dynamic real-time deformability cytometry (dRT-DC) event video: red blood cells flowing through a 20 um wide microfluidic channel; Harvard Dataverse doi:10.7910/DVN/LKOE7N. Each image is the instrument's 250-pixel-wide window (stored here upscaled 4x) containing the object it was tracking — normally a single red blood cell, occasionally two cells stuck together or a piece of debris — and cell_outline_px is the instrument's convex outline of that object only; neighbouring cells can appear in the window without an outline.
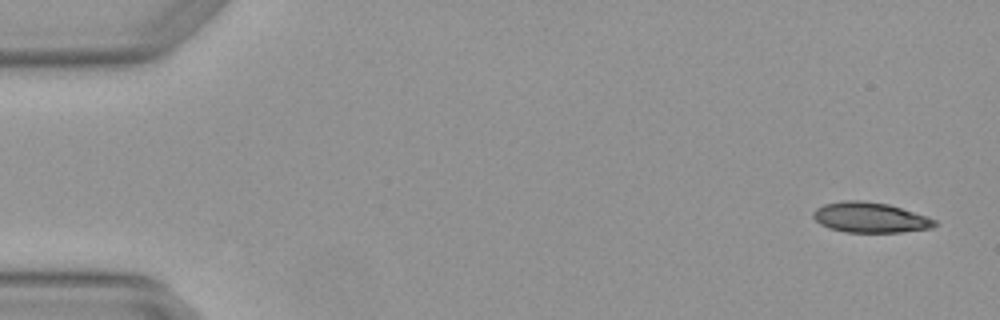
{"species": "Egyptian fruit bat (a non-hibernating species)", "species_latin": "Rousettus aegyptiacus", "temperature_condition": "warm", "stored_images_in_passage": 5, "segment_of_instrument_passage": [1, 2], "camera_frame_rate_fps": 3000, "um_per_image_px": 0.085, "animal": {"sex": "female"}, "frame": {"image": 1, "passage_image": 1, "time_ms": 0.0, "image_size_px": [1000, 320], "cell_outline_px": [[936, 224], [932, 228], [900, 232], [844, 232], [828, 228], [820, 224], [812, 216], [812, 212], [816, 208], [824, 204], [844, 200], [860, 200], [888, 204], [928, 216], [936, 220]], "centroid_in_image_um": [73.94, 18.48], "position_along_channel_um": 11.1, "area_um2": 21.5}}
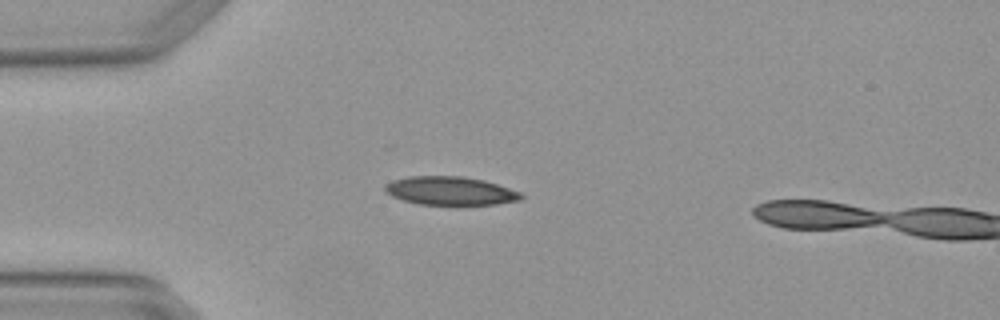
{"frame": {"image": 2, "passage_image": 4, "time_ms": 1.0, "image_size_px": [1000, 320], "cell_outline_px": [[524, 196], [520, 200], [496, 204], [420, 204], [404, 200], [392, 196], [384, 192], [384, 184], [392, 180], [408, 176], [464, 176], [484, 180], [524, 192]], "centroid_in_image_um": [38.29, 16.2], "position_along_channel_um": 46.7, "area_um2": 22.72}}